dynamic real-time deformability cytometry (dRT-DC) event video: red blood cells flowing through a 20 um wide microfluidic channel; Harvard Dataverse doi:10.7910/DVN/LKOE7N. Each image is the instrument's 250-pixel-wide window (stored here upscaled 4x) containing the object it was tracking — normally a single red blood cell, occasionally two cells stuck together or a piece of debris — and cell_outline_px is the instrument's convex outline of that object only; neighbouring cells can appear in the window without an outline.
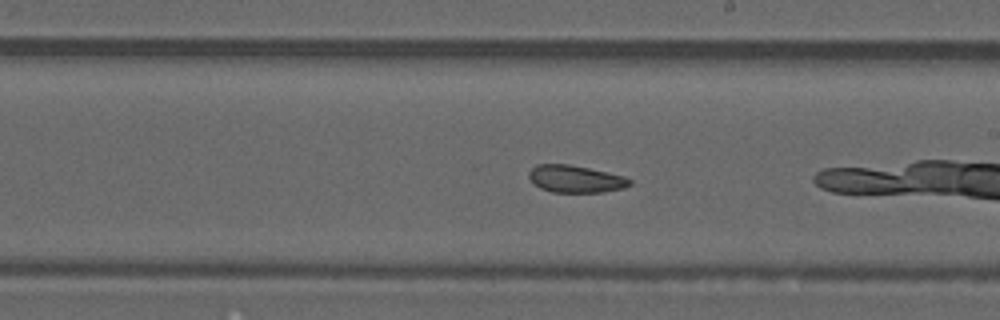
{"species": "common noctule bat (a hibernating species)", "species_latin": "Nyctalus noctula", "temperature_condition": "warm", "stored_images_in_passage": 18, "camera_frame_rate_fps": 3000, "um_per_image_px": 0.085, "animal": {"sex": "male", "forearm_length_mm": 52.5}, "frame": {"image": 1, "passage_image": 16, "time_ms": 5.0, "image_size_px": [1000, 320], "cell_outline_px": [[632, 184], [624, 188], [600, 192], [552, 192], [540, 188], [528, 176], [528, 172], [536, 164], [568, 164], [588, 168], [624, 176], [632, 180]], "centroid_in_image_um": [48.92, 15.21], "position_along_channel_um": 240.1, "area_um2": 15.9}}